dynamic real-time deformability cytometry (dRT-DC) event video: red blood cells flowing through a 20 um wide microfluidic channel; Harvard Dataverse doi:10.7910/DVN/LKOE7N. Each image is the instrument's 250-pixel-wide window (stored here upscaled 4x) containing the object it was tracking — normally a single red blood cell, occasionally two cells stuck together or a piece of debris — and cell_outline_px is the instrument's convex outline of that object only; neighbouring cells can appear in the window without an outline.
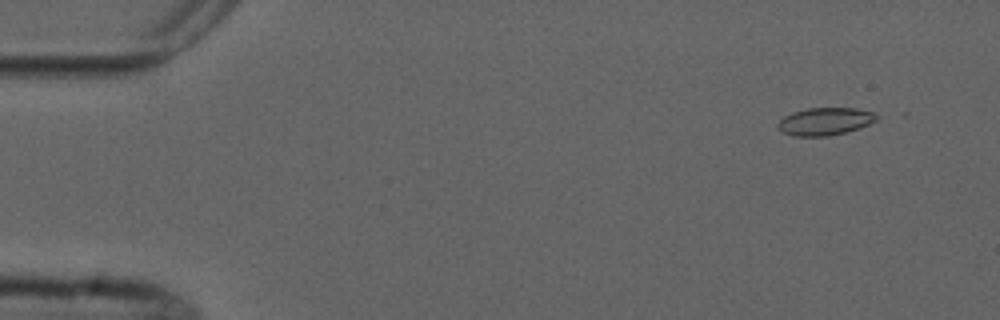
{"species": "common noctule bat (a hibernating species)", "species_latin": "Nyctalus noctula", "temperature_condition": "cold", "stored_images_in_passage": 5, "camera_frame_rate_fps": 3000, "um_per_image_px": 0.085, "animal": {"sex": "male", "forearm_length_mm": 52.5}, "frame": {"image": 1, "passage_image": 2, "time_ms": 1.0, "image_size_px": [1000, 320], "cell_outline_px": [[876, 120], [860, 128], [828, 136], [792, 136], [776, 128], [776, 124], [784, 116], [792, 112], [808, 108], [856, 108], [872, 112], [876, 116]], "centroid_in_image_um": [70.07, 10.32], "position_along_channel_um": 14.9, "area_um2": 15.78}}